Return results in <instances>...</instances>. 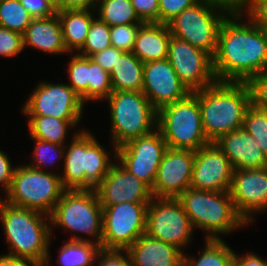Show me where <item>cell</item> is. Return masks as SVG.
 <instances>
[{
  "label": "cell",
  "mask_w": 267,
  "mask_h": 266,
  "mask_svg": "<svg viewBox=\"0 0 267 266\" xmlns=\"http://www.w3.org/2000/svg\"><path fill=\"white\" fill-rule=\"evenodd\" d=\"M238 5L256 24L267 31V0H238Z\"/></svg>",
  "instance_id": "60d3db41"
},
{
  "label": "cell",
  "mask_w": 267,
  "mask_h": 266,
  "mask_svg": "<svg viewBox=\"0 0 267 266\" xmlns=\"http://www.w3.org/2000/svg\"><path fill=\"white\" fill-rule=\"evenodd\" d=\"M66 241L58 250L56 261L60 266H95L100 245L90 241Z\"/></svg>",
  "instance_id": "f1b7e54d"
},
{
  "label": "cell",
  "mask_w": 267,
  "mask_h": 266,
  "mask_svg": "<svg viewBox=\"0 0 267 266\" xmlns=\"http://www.w3.org/2000/svg\"><path fill=\"white\" fill-rule=\"evenodd\" d=\"M94 10H63L56 12L62 28L63 43L68 53H77L85 43Z\"/></svg>",
  "instance_id": "d4e9b609"
},
{
  "label": "cell",
  "mask_w": 267,
  "mask_h": 266,
  "mask_svg": "<svg viewBox=\"0 0 267 266\" xmlns=\"http://www.w3.org/2000/svg\"><path fill=\"white\" fill-rule=\"evenodd\" d=\"M131 266H182L184 252L172 244L141 235L127 250Z\"/></svg>",
  "instance_id": "7402d4cb"
},
{
  "label": "cell",
  "mask_w": 267,
  "mask_h": 266,
  "mask_svg": "<svg viewBox=\"0 0 267 266\" xmlns=\"http://www.w3.org/2000/svg\"><path fill=\"white\" fill-rule=\"evenodd\" d=\"M111 145L114 153L132 139L157 128L158 112L142 91H114L108 98Z\"/></svg>",
  "instance_id": "52a82bcc"
},
{
  "label": "cell",
  "mask_w": 267,
  "mask_h": 266,
  "mask_svg": "<svg viewBox=\"0 0 267 266\" xmlns=\"http://www.w3.org/2000/svg\"><path fill=\"white\" fill-rule=\"evenodd\" d=\"M33 19L19 0H0V27L23 34Z\"/></svg>",
  "instance_id": "4dcf8cb0"
},
{
  "label": "cell",
  "mask_w": 267,
  "mask_h": 266,
  "mask_svg": "<svg viewBox=\"0 0 267 266\" xmlns=\"http://www.w3.org/2000/svg\"><path fill=\"white\" fill-rule=\"evenodd\" d=\"M194 229L177 198L153 197L147 208L146 234L184 251Z\"/></svg>",
  "instance_id": "7c38bea8"
},
{
  "label": "cell",
  "mask_w": 267,
  "mask_h": 266,
  "mask_svg": "<svg viewBox=\"0 0 267 266\" xmlns=\"http://www.w3.org/2000/svg\"><path fill=\"white\" fill-rule=\"evenodd\" d=\"M0 221L9 246L7 254L28 260L35 266L50 265V216L11 205L1 197Z\"/></svg>",
  "instance_id": "7a4b0ae2"
},
{
  "label": "cell",
  "mask_w": 267,
  "mask_h": 266,
  "mask_svg": "<svg viewBox=\"0 0 267 266\" xmlns=\"http://www.w3.org/2000/svg\"><path fill=\"white\" fill-rule=\"evenodd\" d=\"M170 37L168 24L143 23L137 33L132 53L143 63L167 59Z\"/></svg>",
  "instance_id": "cb8c5ba5"
},
{
  "label": "cell",
  "mask_w": 267,
  "mask_h": 266,
  "mask_svg": "<svg viewBox=\"0 0 267 266\" xmlns=\"http://www.w3.org/2000/svg\"><path fill=\"white\" fill-rule=\"evenodd\" d=\"M110 46H112L110 40V26L101 21L98 17H95L90 25L85 43L77 54L91 57L93 54L103 51Z\"/></svg>",
  "instance_id": "836d02e7"
},
{
  "label": "cell",
  "mask_w": 267,
  "mask_h": 266,
  "mask_svg": "<svg viewBox=\"0 0 267 266\" xmlns=\"http://www.w3.org/2000/svg\"><path fill=\"white\" fill-rule=\"evenodd\" d=\"M144 63L132 52H123L110 73L114 91H142Z\"/></svg>",
  "instance_id": "484cf974"
},
{
  "label": "cell",
  "mask_w": 267,
  "mask_h": 266,
  "mask_svg": "<svg viewBox=\"0 0 267 266\" xmlns=\"http://www.w3.org/2000/svg\"><path fill=\"white\" fill-rule=\"evenodd\" d=\"M0 266H35L28 260L20 259L10 254L0 255Z\"/></svg>",
  "instance_id": "681fc988"
},
{
  "label": "cell",
  "mask_w": 267,
  "mask_h": 266,
  "mask_svg": "<svg viewBox=\"0 0 267 266\" xmlns=\"http://www.w3.org/2000/svg\"><path fill=\"white\" fill-rule=\"evenodd\" d=\"M25 9L36 18H47L56 14L55 7L47 0H19Z\"/></svg>",
  "instance_id": "ee69618b"
},
{
  "label": "cell",
  "mask_w": 267,
  "mask_h": 266,
  "mask_svg": "<svg viewBox=\"0 0 267 266\" xmlns=\"http://www.w3.org/2000/svg\"><path fill=\"white\" fill-rule=\"evenodd\" d=\"M122 53L123 51L110 46L105 48L103 51L93 54L90 58L110 74L114 65L117 63V57H119Z\"/></svg>",
  "instance_id": "f6af8a7d"
},
{
  "label": "cell",
  "mask_w": 267,
  "mask_h": 266,
  "mask_svg": "<svg viewBox=\"0 0 267 266\" xmlns=\"http://www.w3.org/2000/svg\"><path fill=\"white\" fill-rule=\"evenodd\" d=\"M157 128L168 148L198 151L209 144L203 129L198 91L158 112Z\"/></svg>",
  "instance_id": "9c48e42d"
},
{
  "label": "cell",
  "mask_w": 267,
  "mask_h": 266,
  "mask_svg": "<svg viewBox=\"0 0 267 266\" xmlns=\"http://www.w3.org/2000/svg\"><path fill=\"white\" fill-rule=\"evenodd\" d=\"M204 244L198 258L184 253L182 266H232L234 250L223 239H205Z\"/></svg>",
  "instance_id": "83f0119b"
},
{
  "label": "cell",
  "mask_w": 267,
  "mask_h": 266,
  "mask_svg": "<svg viewBox=\"0 0 267 266\" xmlns=\"http://www.w3.org/2000/svg\"><path fill=\"white\" fill-rule=\"evenodd\" d=\"M167 148L162 133L156 128L147 135L119 146L116 160L152 189L158 166Z\"/></svg>",
  "instance_id": "5bb4252c"
},
{
  "label": "cell",
  "mask_w": 267,
  "mask_h": 266,
  "mask_svg": "<svg viewBox=\"0 0 267 266\" xmlns=\"http://www.w3.org/2000/svg\"><path fill=\"white\" fill-rule=\"evenodd\" d=\"M73 134L70 145L65 144L62 186L65 190H95L109 172L116 154L109 157L111 154L89 129H78Z\"/></svg>",
  "instance_id": "277c9868"
},
{
  "label": "cell",
  "mask_w": 267,
  "mask_h": 266,
  "mask_svg": "<svg viewBox=\"0 0 267 266\" xmlns=\"http://www.w3.org/2000/svg\"><path fill=\"white\" fill-rule=\"evenodd\" d=\"M195 151L167 148L151 189L156 198H178L190 187Z\"/></svg>",
  "instance_id": "e0dca14e"
},
{
  "label": "cell",
  "mask_w": 267,
  "mask_h": 266,
  "mask_svg": "<svg viewBox=\"0 0 267 266\" xmlns=\"http://www.w3.org/2000/svg\"><path fill=\"white\" fill-rule=\"evenodd\" d=\"M96 10V17L110 27L144 23L135 13L131 0H98Z\"/></svg>",
  "instance_id": "f546056e"
},
{
  "label": "cell",
  "mask_w": 267,
  "mask_h": 266,
  "mask_svg": "<svg viewBox=\"0 0 267 266\" xmlns=\"http://www.w3.org/2000/svg\"><path fill=\"white\" fill-rule=\"evenodd\" d=\"M23 47H33L50 55L69 54L63 43L57 13L47 18L33 19L23 33Z\"/></svg>",
  "instance_id": "603a6c76"
},
{
  "label": "cell",
  "mask_w": 267,
  "mask_h": 266,
  "mask_svg": "<svg viewBox=\"0 0 267 266\" xmlns=\"http://www.w3.org/2000/svg\"><path fill=\"white\" fill-rule=\"evenodd\" d=\"M213 68L219 82H248L267 69V31L239 5L220 27Z\"/></svg>",
  "instance_id": "6da1fadb"
},
{
  "label": "cell",
  "mask_w": 267,
  "mask_h": 266,
  "mask_svg": "<svg viewBox=\"0 0 267 266\" xmlns=\"http://www.w3.org/2000/svg\"><path fill=\"white\" fill-rule=\"evenodd\" d=\"M131 3L142 22L159 23V0H131Z\"/></svg>",
  "instance_id": "b9f144b4"
},
{
  "label": "cell",
  "mask_w": 267,
  "mask_h": 266,
  "mask_svg": "<svg viewBox=\"0 0 267 266\" xmlns=\"http://www.w3.org/2000/svg\"><path fill=\"white\" fill-rule=\"evenodd\" d=\"M167 59L190 92L202 90L217 82L213 57L187 41L171 35Z\"/></svg>",
  "instance_id": "9a60e30c"
},
{
  "label": "cell",
  "mask_w": 267,
  "mask_h": 266,
  "mask_svg": "<svg viewBox=\"0 0 267 266\" xmlns=\"http://www.w3.org/2000/svg\"><path fill=\"white\" fill-rule=\"evenodd\" d=\"M95 266H131V262L126 250L101 249L96 257Z\"/></svg>",
  "instance_id": "7bdbcfd3"
},
{
  "label": "cell",
  "mask_w": 267,
  "mask_h": 266,
  "mask_svg": "<svg viewBox=\"0 0 267 266\" xmlns=\"http://www.w3.org/2000/svg\"><path fill=\"white\" fill-rule=\"evenodd\" d=\"M232 266H267V259L261 258L254 252H248L242 256L234 252Z\"/></svg>",
  "instance_id": "7dc6e473"
},
{
  "label": "cell",
  "mask_w": 267,
  "mask_h": 266,
  "mask_svg": "<svg viewBox=\"0 0 267 266\" xmlns=\"http://www.w3.org/2000/svg\"><path fill=\"white\" fill-rule=\"evenodd\" d=\"M95 191L101 206L123 202L150 203L153 198L151 188L130 173L117 160L96 186Z\"/></svg>",
  "instance_id": "ffe728a7"
},
{
  "label": "cell",
  "mask_w": 267,
  "mask_h": 266,
  "mask_svg": "<svg viewBox=\"0 0 267 266\" xmlns=\"http://www.w3.org/2000/svg\"><path fill=\"white\" fill-rule=\"evenodd\" d=\"M84 103L68 85L42 81L22 106L25 116H50L62 120H81Z\"/></svg>",
  "instance_id": "4fadbf2b"
},
{
  "label": "cell",
  "mask_w": 267,
  "mask_h": 266,
  "mask_svg": "<svg viewBox=\"0 0 267 266\" xmlns=\"http://www.w3.org/2000/svg\"><path fill=\"white\" fill-rule=\"evenodd\" d=\"M35 142L33 162L26 164L31 168L44 171V167L55 169V164L64 159L65 145H59L29 137ZM54 165V166H53Z\"/></svg>",
  "instance_id": "d6a6232c"
},
{
  "label": "cell",
  "mask_w": 267,
  "mask_h": 266,
  "mask_svg": "<svg viewBox=\"0 0 267 266\" xmlns=\"http://www.w3.org/2000/svg\"><path fill=\"white\" fill-rule=\"evenodd\" d=\"M142 24H126L110 27L111 45L123 52H132Z\"/></svg>",
  "instance_id": "8d00e7d4"
},
{
  "label": "cell",
  "mask_w": 267,
  "mask_h": 266,
  "mask_svg": "<svg viewBox=\"0 0 267 266\" xmlns=\"http://www.w3.org/2000/svg\"><path fill=\"white\" fill-rule=\"evenodd\" d=\"M49 1L56 9V12H58V0H47Z\"/></svg>",
  "instance_id": "f907efd6"
},
{
  "label": "cell",
  "mask_w": 267,
  "mask_h": 266,
  "mask_svg": "<svg viewBox=\"0 0 267 266\" xmlns=\"http://www.w3.org/2000/svg\"><path fill=\"white\" fill-rule=\"evenodd\" d=\"M234 168L222 150L210 142L195 152L190 187L211 192L229 191Z\"/></svg>",
  "instance_id": "ac0fdd59"
},
{
  "label": "cell",
  "mask_w": 267,
  "mask_h": 266,
  "mask_svg": "<svg viewBox=\"0 0 267 266\" xmlns=\"http://www.w3.org/2000/svg\"><path fill=\"white\" fill-rule=\"evenodd\" d=\"M243 128L257 141L267 157V111L250 104L244 115Z\"/></svg>",
  "instance_id": "e575fe53"
},
{
  "label": "cell",
  "mask_w": 267,
  "mask_h": 266,
  "mask_svg": "<svg viewBox=\"0 0 267 266\" xmlns=\"http://www.w3.org/2000/svg\"><path fill=\"white\" fill-rule=\"evenodd\" d=\"M15 168L8 154L0 149V185L4 195L10 189Z\"/></svg>",
  "instance_id": "bcb514c9"
},
{
  "label": "cell",
  "mask_w": 267,
  "mask_h": 266,
  "mask_svg": "<svg viewBox=\"0 0 267 266\" xmlns=\"http://www.w3.org/2000/svg\"><path fill=\"white\" fill-rule=\"evenodd\" d=\"M148 204L103 205L101 249L127 250L145 234Z\"/></svg>",
  "instance_id": "8fae6325"
},
{
  "label": "cell",
  "mask_w": 267,
  "mask_h": 266,
  "mask_svg": "<svg viewBox=\"0 0 267 266\" xmlns=\"http://www.w3.org/2000/svg\"><path fill=\"white\" fill-rule=\"evenodd\" d=\"M204 132L209 142L243 127L244 115L251 104L247 82H215L198 91Z\"/></svg>",
  "instance_id": "3957f363"
},
{
  "label": "cell",
  "mask_w": 267,
  "mask_h": 266,
  "mask_svg": "<svg viewBox=\"0 0 267 266\" xmlns=\"http://www.w3.org/2000/svg\"><path fill=\"white\" fill-rule=\"evenodd\" d=\"M251 93V104L267 111V69L247 82Z\"/></svg>",
  "instance_id": "f35d334b"
},
{
  "label": "cell",
  "mask_w": 267,
  "mask_h": 266,
  "mask_svg": "<svg viewBox=\"0 0 267 266\" xmlns=\"http://www.w3.org/2000/svg\"><path fill=\"white\" fill-rule=\"evenodd\" d=\"M23 50V34L0 27V57H15Z\"/></svg>",
  "instance_id": "74e56055"
},
{
  "label": "cell",
  "mask_w": 267,
  "mask_h": 266,
  "mask_svg": "<svg viewBox=\"0 0 267 266\" xmlns=\"http://www.w3.org/2000/svg\"><path fill=\"white\" fill-rule=\"evenodd\" d=\"M193 229L204 232V239L219 240L248 224L237 213L229 191H205L189 187L178 198Z\"/></svg>",
  "instance_id": "5b68a950"
},
{
  "label": "cell",
  "mask_w": 267,
  "mask_h": 266,
  "mask_svg": "<svg viewBox=\"0 0 267 266\" xmlns=\"http://www.w3.org/2000/svg\"><path fill=\"white\" fill-rule=\"evenodd\" d=\"M142 92L157 112L190 93L168 59L144 63Z\"/></svg>",
  "instance_id": "d6986e66"
},
{
  "label": "cell",
  "mask_w": 267,
  "mask_h": 266,
  "mask_svg": "<svg viewBox=\"0 0 267 266\" xmlns=\"http://www.w3.org/2000/svg\"><path fill=\"white\" fill-rule=\"evenodd\" d=\"M215 144L230 160L235 169H262L267 167V157L257 141L244 128L222 135Z\"/></svg>",
  "instance_id": "44dd1931"
},
{
  "label": "cell",
  "mask_w": 267,
  "mask_h": 266,
  "mask_svg": "<svg viewBox=\"0 0 267 266\" xmlns=\"http://www.w3.org/2000/svg\"><path fill=\"white\" fill-rule=\"evenodd\" d=\"M29 137L59 145H64L68 131L76 129L81 120H62L50 116H26Z\"/></svg>",
  "instance_id": "4316f807"
},
{
  "label": "cell",
  "mask_w": 267,
  "mask_h": 266,
  "mask_svg": "<svg viewBox=\"0 0 267 266\" xmlns=\"http://www.w3.org/2000/svg\"><path fill=\"white\" fill-rule=\"evenodd\" d=\"M57 171H41L28 165L16 166L12 183L2 198L5 202L50 216L65 189Z\"/></svg>",
  "instance_id": "30bf717a"
},
{
  "label": "cell",
  "mask_w": 267,
  "mask_h": 266,
  "mask_svg": "<svg viewBox=\"0 0 267 266\" xmlns=\"http://www.w3.org/2000/svg\"><path fill=\"white\" fill-rule=\"evenodd\" d=\"M237 213L249 225L255 222L254 213L267 211V167L235 169L229 190Z\"/></svg>",
  "instance_id": "2e32d148"
},
{
  "label": "cell",
  "mask_w": 267,
  "mask_h": 266,
  "mask_svg": "<svg viewBox=\"0 0 267 266\" xmlns=\"http://www.w3.org/2000/svg\"><path fill=\"white\" fill-rule=\"evenodd\" d=\"M52 228L59 226L70 231L73 241H90L101 246L102 206L95 190H65L50 215ZM73 233V234H72ZM76 233L86 234L87 237ZM93 238V240H92Z\"/></svg>",
  "instance_id": "ba28073f"
},
{
  "label": "cell",
  "mask_w": 267,
  "mask_h": 266,
  "mask_svg": "<svg viewBox=\"0 0 267 266\" xmlns=\"http://www.w3.org/2000/svg\"><path fill=\"white\" fill-rule=\"evenodd\" d=\"M111 93L110 74L89 57L88 102L105 101Z\"/></svg>",
  "instance_id": "d590c367"
},
{
  "label": "cell",
  "mask_w": 267,
  "mask_h": 266,
  "mask_svg": "<svg viewBox=\"0 0 267 266\" xmlns=\"http://www.w3.org/2000/svg\"><path fill=\"white\" fill-rule=\"evenodd\" d=\"M238 6V0H200L173 18L171 35L214 57L220 27Z\"/></svg>",
  "instance_id": "8992f818"
},
{
  "label": "cell",
  "mask_w": 267,
  "mask_h": 266,
  "mask_svg": "<svg viewBox=\"0 0 267 266\" xmlns=\"http://www.w3.org/2000/svg\"><path fill=\"white\" fill-rule=\"evenodd\" d=\"M200 0H159V23L168 24L185 9Z\"/></svg>",
  "instance_id": "ab89813d"
},
{
  "label": "cell",
  "mask_w": 267,
  "mask_h": 266,
  "mask_svg": "<svg viewBox=\"0 0 267 266\" xmlns=\"http://www.w3.org/2000/svg\"><path fill=\"white\" fill-rule=\"evenodd\" d=\"M67 69L68 85L80 96L82 102L88 103L89 57L70 53Z\"/></svg>",
  "instance_id": "1f68e13d"
},
{
  "label": "cell",
  "mask_w": 267,
  "mask_h": 266,
  "mask_svg": "<svg viewBox=\"0 0 267 266\" xmlns=\"http://www.w3.org/2000/svg\"><path fill=\"white\" fill-rule=\"evenodd\" d=\"M98 0H58V11L63 10H94Z\"/></svg>",
  "instance_id": "c3c4849f"
}]
</instances>
